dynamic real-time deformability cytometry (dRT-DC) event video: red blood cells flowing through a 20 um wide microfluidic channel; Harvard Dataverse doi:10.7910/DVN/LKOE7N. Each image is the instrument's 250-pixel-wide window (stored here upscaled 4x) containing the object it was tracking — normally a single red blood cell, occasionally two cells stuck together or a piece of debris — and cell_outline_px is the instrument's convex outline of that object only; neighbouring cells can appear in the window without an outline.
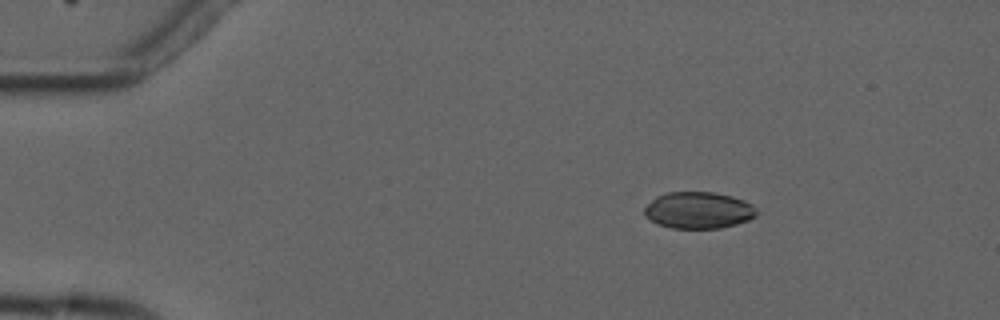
{"species": "common noctule bat (a hibernating species)", "species_latin": "Nyctalus noctula", "temperature_condition": "cold", "stored_images_in_passage": 4, "camera_frame_rate_fps": 3000, "um_per_image_px": 0.085, "animal": {"sex": "male", "forearm_length_mm": 52.5}, "frame": {"image": 1, "passage_image": 2, "time_ms": 1.0, "image_size_px": [1000, 320], "cell_outline_px": [[756, 216], [748, 220], [736, 224], [720, 228], [672, 228], [660, 224], [644, 216], [644, 208], [656, 196], [664, 192], [712, 192], [732, 196], [744, 200], [752, 204], [756, 208]], "centroid_in_image_um": [59.37, 17.86], "position_along_channel_um": 25.6, "area_um2": 23.93}}